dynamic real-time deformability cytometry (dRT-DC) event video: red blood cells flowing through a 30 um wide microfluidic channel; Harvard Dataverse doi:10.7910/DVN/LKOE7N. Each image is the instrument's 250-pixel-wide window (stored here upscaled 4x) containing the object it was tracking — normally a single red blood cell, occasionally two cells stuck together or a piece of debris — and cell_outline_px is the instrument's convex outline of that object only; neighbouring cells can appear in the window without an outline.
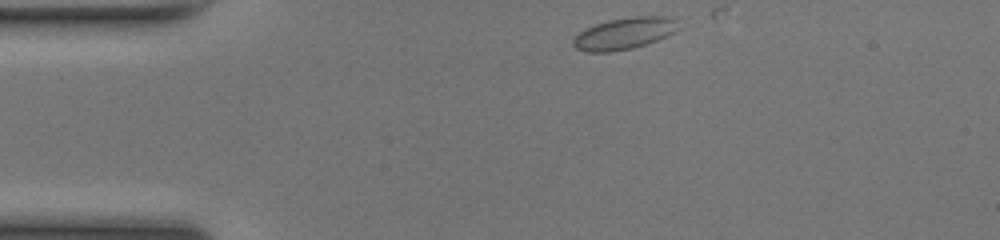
{"species": "common noctule bat (a hibernating species)", "species_latin": "Nyctalus noctula", "temperature_condition": "room temperature", "stored_images_in_passage": 10, "camera_frame_rate_fps": 3000, "um_per_image_px": 0.085, "animal": {"sex": "female", "body_mass_g": 17.0, "forearm_length_mm": 48.0}, "frame": {"image": 1, "passage_image": 1, "time_ms": 0.0, "image_size_px": [1000, 240], "cell_outline_px": [[676, 20], [672, 32], [656, 40], [632, 48], [608, 52], [588, 52], [576, 48], [572, 44], [572, 40], [580, 32], [596, 24], [608, 20], [632, 16], [668, 16]], "centroid_in_image_um": [52.99, 2.84], "position_along_channel_um": 32.0, "area_um2": 18.84}}
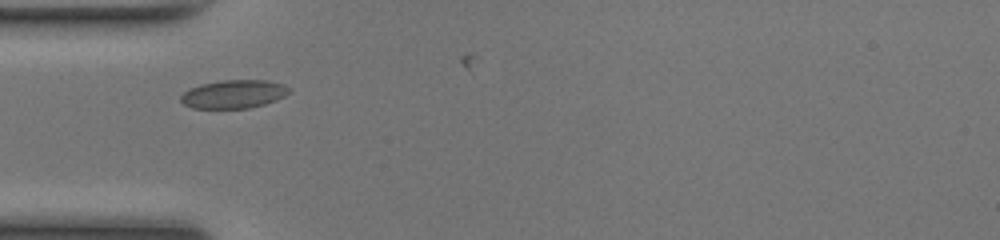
{"frame": {"image": 2, "passage_image": 7, "time_ms": 2.0, "image_size_px": [1000, 240], "cell_outline_px": [[288, 92], [284, 96], [276, 100], [264, 104], [248, 108], [192, 108], [184, 104], [180, 100], [180, 96], [184, 92], [200, 84], [224, 80], [264, 80], [284, 84], [288, 88]], "centroid_in_image_um": [19.84, 8.0], "position_along_channel_um": 65.2, "area_um2": 17.69}}